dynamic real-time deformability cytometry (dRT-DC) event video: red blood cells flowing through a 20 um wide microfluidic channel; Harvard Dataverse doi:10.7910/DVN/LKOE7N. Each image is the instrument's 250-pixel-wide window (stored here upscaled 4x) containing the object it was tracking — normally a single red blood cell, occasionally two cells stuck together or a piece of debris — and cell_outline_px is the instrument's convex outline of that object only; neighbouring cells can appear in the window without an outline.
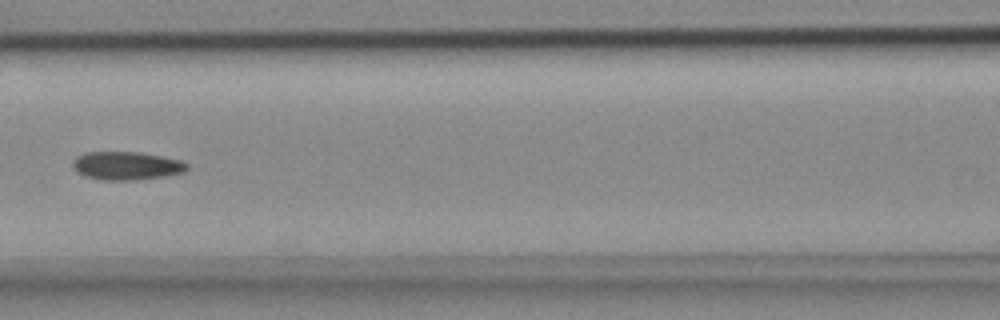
{"species": "common noctule bat (a hibernating species)", "species_latin": "Nyctalus noctula", "temperature_condition": "cold", "stored_images_in_passage": 9, "camera_frame_rate_fps": 3000, "um_per_image_px": 0.085, "animal": {"sex": "female", "body_mass_g": 18.4}, "frame": {"image": 1, "passage_image": 7, "time_ms": 2.0, "image_size_px": [1000, 320], "cell_outline_px": [[188, 168], [184, 172], [168, 176], [132, 180], [100, 180], [76, 172], [72, 164], [72, 160], [76, 156], [84, 152], [140, 152], [180, 160], [188, 164]], "centroid_in_image_um": [10.74, 14.08], "position_along_channel_um": 155.9, "area_um2": 18.9}}
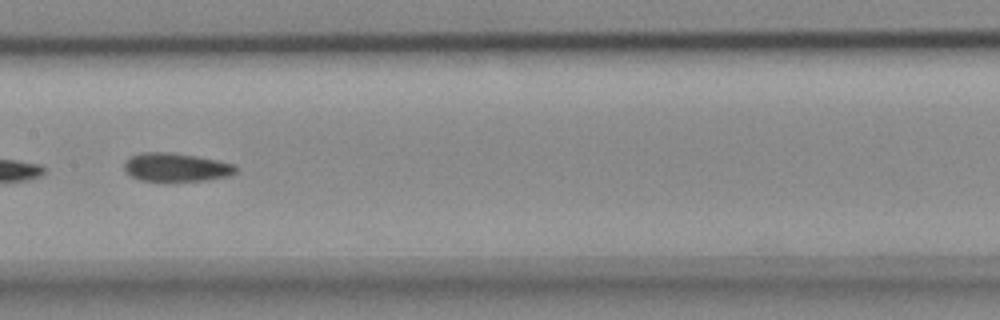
{"frame": {"image": 2, "passage_image": 8, "time_ms": 2.333, "image_size_px": [1000, 320], "cell_outline_px": [[236, 172], [232, 176], [204, 180], [140, 180], [132, 176], [124, 168], [124, 164], [132, 156], [140, 152], [172, 152], [196, 156], [216, 160], [232, 164], [236, 168]], "centroid_in_image_um": [14.99, 14.2], "position_along_channel_um": 192.4, "area_um2": 18.15}}
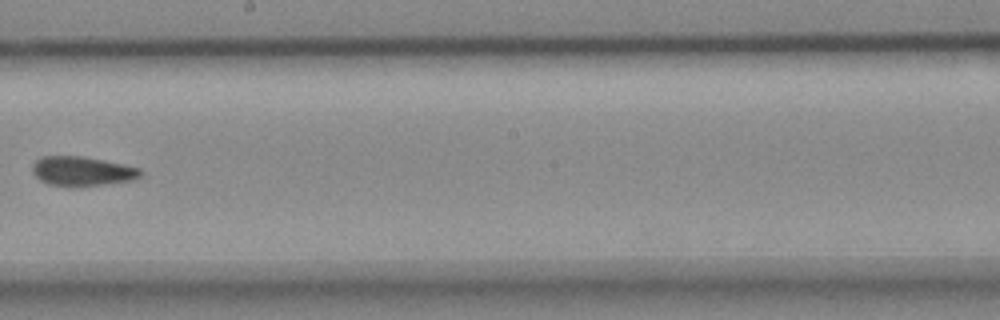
{"frame": {"image": 3, "passage_image": 9, "time_ms": 2.667, "image_size_px": [1000, 320], "cell_outline_px": [[144, 172], [140, 176], [128, 180], [76, 188], [72, 188], [48, 184], [40, 180], [32, 172], [32, 164], [40, 156], [80, 156], [124, 164], [140, 168]], "centroid_in_image_um": [6.93, 14.56], "position_along_channel_um": 241.3, "area_um2": 18.67}}